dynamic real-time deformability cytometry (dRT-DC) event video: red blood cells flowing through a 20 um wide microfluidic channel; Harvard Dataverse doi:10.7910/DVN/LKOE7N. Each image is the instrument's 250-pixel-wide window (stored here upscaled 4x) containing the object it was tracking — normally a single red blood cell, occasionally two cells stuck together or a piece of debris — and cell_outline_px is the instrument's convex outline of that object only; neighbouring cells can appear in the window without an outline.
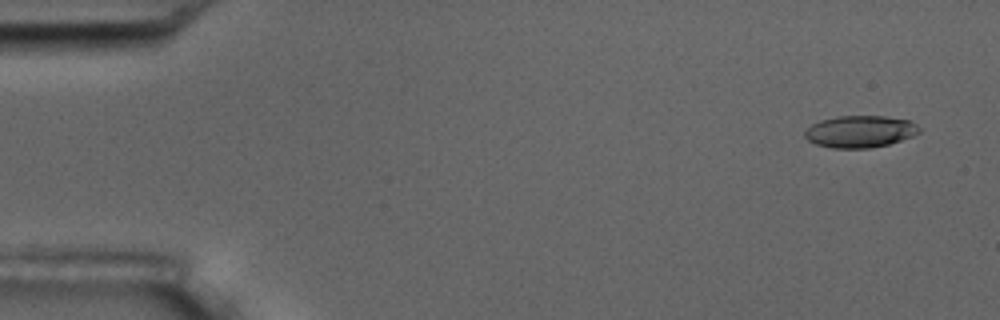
{"species": "common noctule bat (a hibernating species)", "species_latin": "Nyctalus noctula", "temperature_condition": "room temperature", "stored_images_in_passage": 5, "camera_frame_rate_fps": 3000, "um_per_image_px": 0.085, "animal": {"sex": "male", "body_mass_g": 17.5, "forearm_length_mm": 52.3}, "frame": {"image": 1, "passage_image": 1, "time_ms": 0.0, "image_size_px": [1000, 320], "cell_outline_px": [[920, 132], [912, 136], [888, 144], [868, 148], [832, 148], [816, 144], [808, 140], [804, 136], [804, 132], [812, 124], [820, 120], [840, 116], [884, 116], [908, 120], [916, 124], [920, 128]], "centroid_in_image_um": [73.09, 11.18], "position_along_channel_um": 11.9, "area_um2": 21.15}}
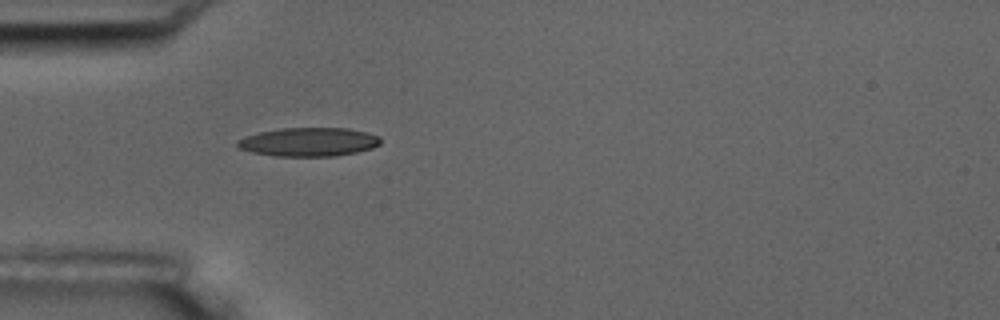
{"frame": {"image": 2, "passage_image": 5, "time_ms": 4.667, "image_size_px": [1000, 320], "cell_outline_px": [[380, 144], [372, 148], [356, 152], [336, 156], [276, 156], [252, 152], [240, 148], [236, 144], [236, 140], [244, 136], [260, 132], [280, 128], [348, 128], [380, 136]], "centroid_in_image_um": [26.23, 12.06], "position_along_channel_um": 58.8, "area_um2": 23.93}}